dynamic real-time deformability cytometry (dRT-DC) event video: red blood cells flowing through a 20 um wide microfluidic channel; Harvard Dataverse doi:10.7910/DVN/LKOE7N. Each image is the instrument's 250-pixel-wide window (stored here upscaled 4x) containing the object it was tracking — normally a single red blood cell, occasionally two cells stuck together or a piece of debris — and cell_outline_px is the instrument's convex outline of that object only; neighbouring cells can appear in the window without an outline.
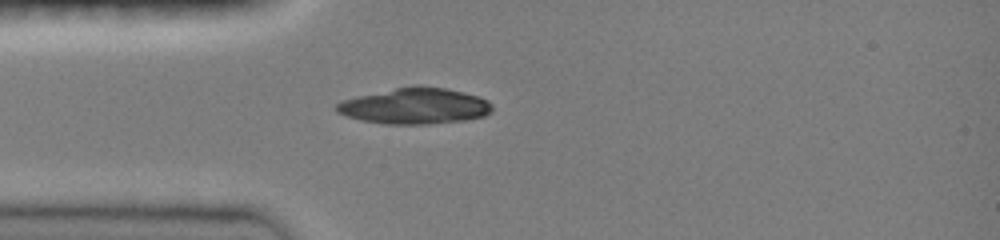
{"species": "common noctule bat (a hibernating species)", "species_latin": "Nyctalus noctula", "temperature_condition": "room temperature", "stored_images_in_passage": 2, "camera_frame_rate_fps": 3000, "um_per_image_px": 0.085, "animal": {"sex": "female", "body_mass_g": 19.0, "forearm_length_mm": 51.5}, "frame": {"image": 1, "passage_image": 1, "time_ms": 0.0, "image_size_px": [1000, 240], "cell_outline_px": [[492, 112], [484, 116], [464, 120], [428, 124], [384, 124], [360, 120], [336, 112], [336, 104], [340, 100], [356, 96], [416, 84], [420, 84], [444, 88], [464, 92], [488, 100], [492, 104]], "centroid_in_image_um": [35.26, 9.0], "position_along_channel_um": 49.7, "area_um2": 32.83}}